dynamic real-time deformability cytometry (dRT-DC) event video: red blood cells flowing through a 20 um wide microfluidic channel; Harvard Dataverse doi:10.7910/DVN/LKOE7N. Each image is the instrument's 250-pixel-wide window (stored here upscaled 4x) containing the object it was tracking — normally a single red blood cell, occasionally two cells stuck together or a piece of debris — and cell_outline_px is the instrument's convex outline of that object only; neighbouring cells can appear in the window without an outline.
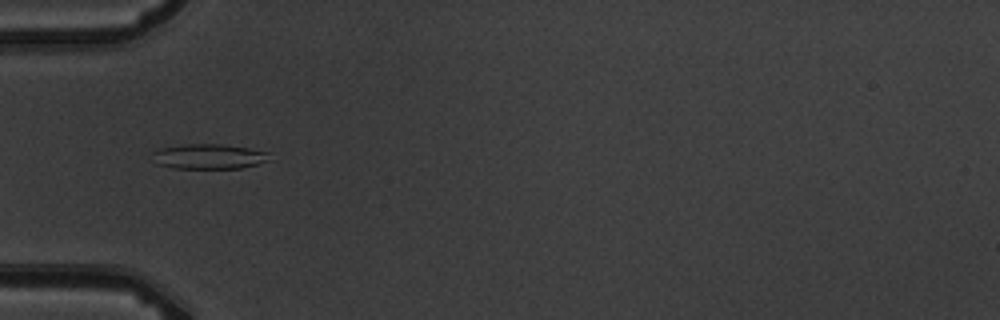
{"species": "common noctule bat (a hibernating species)", "species_latin": "Nyctalus noctula", "temperature_condition": "warm", "stored_images_in_passage": 1, "camera_frame_rate_fps": 3000, "um_per_image_px": 0.085, "animal": {"sex": "male", "body_mass_g": 19.5, "forearm_length_mm": 54.6}, "frame": {"image": 1, "passage_image": 1, "time_ms": 0.0, "image_size_px": [1000, 320], "cell_outline_px": [[272, 160], [240, 168], [172, 168], [156, 164], [152, 152], [160, 148], [184, 144], [224, 144], [272, 152]], "centroid_in_image_um": [17.81, 13.29], "position_along_channel_um": 67.2, "area_um2": 17.28}}